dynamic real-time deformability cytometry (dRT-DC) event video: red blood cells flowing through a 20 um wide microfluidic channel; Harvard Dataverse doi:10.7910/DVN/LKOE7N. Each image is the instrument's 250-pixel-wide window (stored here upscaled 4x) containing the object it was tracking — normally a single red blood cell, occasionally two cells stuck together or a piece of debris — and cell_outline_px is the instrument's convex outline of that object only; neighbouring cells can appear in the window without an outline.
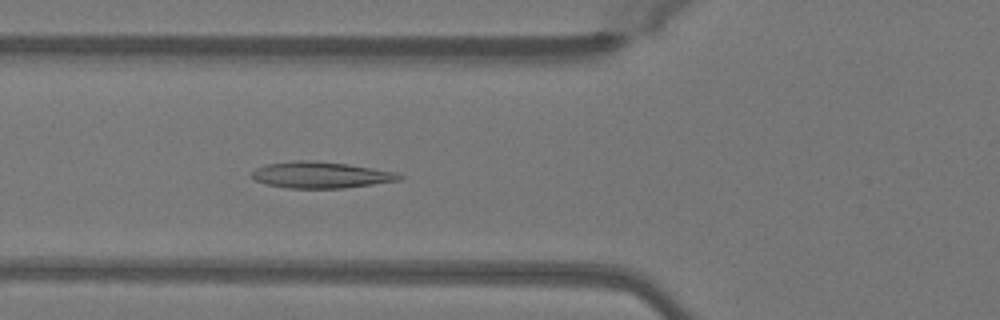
{"species": "Egyptian fruit bat (a non-hibernating species)", "species_latin": "Rousettus aegyptiacus", "temperature_condition": "warm", "stored_images_in_passage": 28, "camera_frame_rate_fps": 3000, "um_per_image_px": 0.085, "animal": {"sex": "female"}, "frame": {"image": 1, "passage_image": 6, "time_ms": 1.667, "image_size_px": [1000, 320], "cell_outline_px": [[404, 176], [400, 180], [344, 188], [288, 188], [268, 184], [256, 180], [252, 176], [252, 172], [256, 168], [268, 164], [292, 160], [312, 160], [348, 164], [396, 172]], "centroid_in_image_um": [27.28, 14.86], "position_along_channel_um": 98.5, "area_um2": 22.48}}
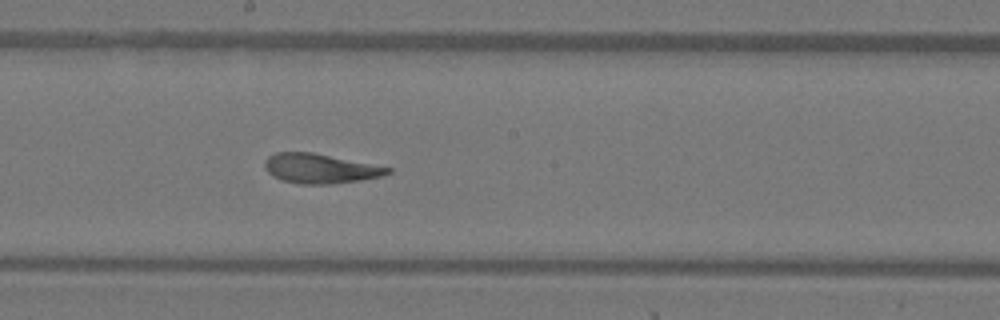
{"frame": {"image": 2, "passage_image": 15, "time_ms": 4.667, "image_size_px": [1000, 320], "cell_outline_px": [[392, 172], [380, 176], [360, 180], [332, 184], [300, 184], [280, 180], [272, 176], [264, 168], [264, 160], [268, 156], [276, 152], [312, 152], [392, 168]], "centroid_in_image_um": [27.16, 14.32], "position_along_channel_um": 221.0, "area_um2": 21.21}}
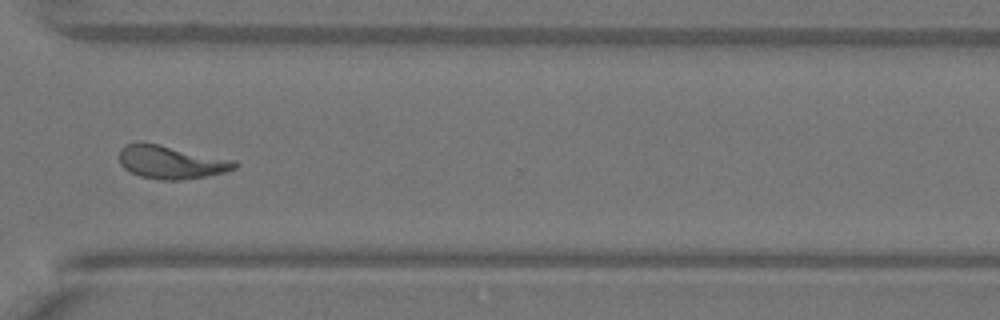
{"frame": {"image": 3, "passage_image": 25, "time_ms": 8.0, "image_size_px": [1000, 320], "cell_outline_px": [[240, 164], [236, 168], [224, 172], [208, 176], [180, 180], [160, 180], [140, 176], [124, 168], [120, 164], [120, 148], [124, 144], [140, 140], [160, 144], [236, 160]], "centroid_in_image_um": [14.54, 13.76], "position_along_channel_um": 356.1, "area_um2": 22.77}, "authors_computed_cell_mechanics": {"area_um2": 21.7328, "velocity_mm_per_s": 4.0661, "shape_relaxation_time_tau1_ms": 5.4988, "shape_relaxation_time_tau2_ms": 1.4443, "deformation_change_tau1": 0.2056, "deformation_change_tau2": 0.1015}}